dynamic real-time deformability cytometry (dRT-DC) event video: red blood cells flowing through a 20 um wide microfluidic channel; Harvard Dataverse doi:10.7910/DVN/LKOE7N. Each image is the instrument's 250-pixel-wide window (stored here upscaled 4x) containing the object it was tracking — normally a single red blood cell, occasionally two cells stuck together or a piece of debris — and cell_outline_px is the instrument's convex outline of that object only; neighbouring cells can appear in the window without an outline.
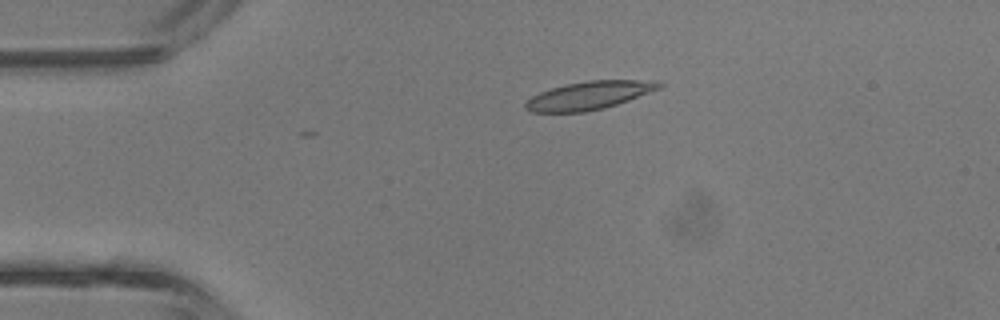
{"species": "common noctule bat (a hibernating species)", "species_latin": "Nyctalus noctula", "temperature_condition": "room temperature", "stored_images_in_passage": 35, "camera_frame_rate_fps": 3000, "um_per_image_px": 0.085, "animal": {"sex": "male", "body_mass_g": 13.3}, "frame": {"image": 1, "passage_image": 1, "time_ms": 0.0, "image_size_px": [1000, 320], "cell_outline_px": [[664, 84], [660, 88], [628, 100], [604, 108], [584, 112], [532, 112], [524, 108], [524, 104], [532, 96], [540, 92], [564, 84], [588, 80], [660, 80]], "centroid_in_image_um": [50.08, 8.1], "position_along_channel_um": 34.9, "area_um2": 21.91}}
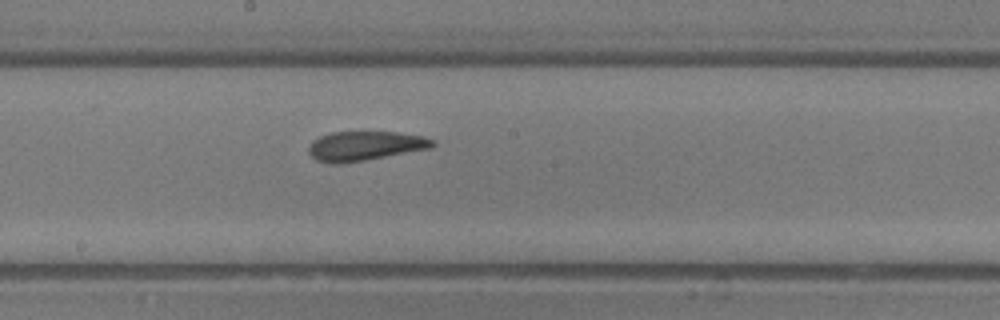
{"frame": {"image": 2, "passage_image": 15, "time_ms": 4.667, "image_size_px": [1000, 320], "cell_outline_px": [[436, 144], [432, 148], [364, 160], [340, 164], [332, 164], [316, 160], [308, 152], [308, 148], [312, 140], [320, 136], [332, 132], [396, 132], [424, 136], [432, 140]], "centroid_in_image_um": [31.01, 12.4], "position_along_channel_um": 217.2, "area_um2": 21.21}}
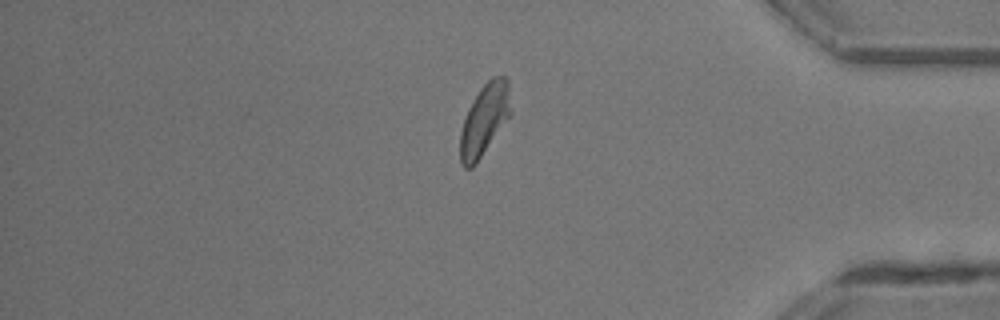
{"frame": {"image": 3, "passage_image": 28, "time_ms": 9.0, "image_size_px": [1000, 320], "cell_outline_px": [[512, 112], [476, 164], [472, 168], [464, 168], [460, 164], [460, 132], [468, 108], [472, 100], [480, 88], [492, 76], [504, 76], [508, 80]], "centroid_in_image_um": [41.17, 10.17], "position_along_channel_um": 394.0, "area_um2": 21.1}, "authors_computed_cell_mechanics": {"area_um2": 21.1548, "velocity_mm_per_s": 4.7782, "shape_relaxation_time_tau1_ms": 4.4119, "shape_relaxation_time_tau2_ms": 2.1631, "deformation_change_tau1": 0.1609, "deformation_change_tau2": 0.1189}}